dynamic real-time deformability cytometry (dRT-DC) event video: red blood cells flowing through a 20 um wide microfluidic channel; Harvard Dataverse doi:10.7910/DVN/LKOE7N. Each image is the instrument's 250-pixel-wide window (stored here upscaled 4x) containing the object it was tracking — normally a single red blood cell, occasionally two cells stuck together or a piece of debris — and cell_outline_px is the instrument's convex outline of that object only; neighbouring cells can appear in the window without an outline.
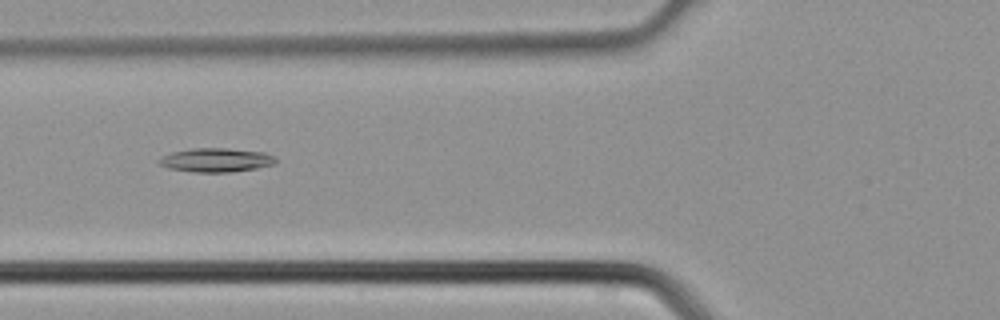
{"species": "common noctule bat (a hibernating species)", "species_latin": "Nyctalus noctula", "temperature_condition": "cold", "stored_images_in_passage": 2, "camera_frame_rate_fps": 3000, "um_per_image_px": 0.085, "animal": {"sex": "male", "body_mass_g": 21.5, "forearm_length_mm": 52.0}, "frame": {"image": 1, "passage_image": 2, "time_ms": 0.333, "image_size_px": [1000, 320], "cell_outline_px": [[276, 164], [256, 168], [232, 172], [192, 172], [168, 168], [160, 164], [156, 160], [172, 152], [192, 148], [228, 148], [264, 152], [272, 156], [276, 160]], "centroid_in_image_um": [18.36, 13.6], "position_along_channel_um": 107.4, "area_um2": 16.24}}